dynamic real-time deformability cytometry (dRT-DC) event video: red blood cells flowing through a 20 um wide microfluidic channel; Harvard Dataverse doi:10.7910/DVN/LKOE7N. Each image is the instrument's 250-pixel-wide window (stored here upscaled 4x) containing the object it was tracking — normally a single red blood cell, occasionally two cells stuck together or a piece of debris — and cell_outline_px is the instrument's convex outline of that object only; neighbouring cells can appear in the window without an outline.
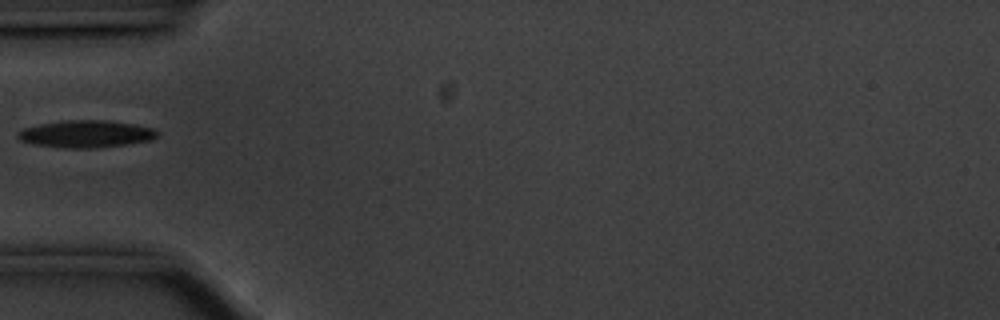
{"species": "common noctule bat (a hibernating species)", "species_latin": "Nyctalus noctula", "temperature_condition": "cold", "stored_images_in_passage": 39, "camera_frame_rate_fps": 3000, "um_per_image_px": 0.085, "animal": {"sex": "male", "body_mass_g": 20.1, "forearm_length_mm": 53.5}, "frame": {"image": 1, "passage_image": 1, "time_ms": 0.0, "image_size_px": [1000, 320], "cell_outline_px": [[156, 136], [152, 140], [124, 144], [92, 148], [64, 148], [32, 144], [20, 140], [16, 136], [16, 132], [24, 128], [40, 124], [68, 120], [108, 120], [136, 124], [152, 128], [156, 132]], "centroid_in_image_um": [7.26, 11.38], "position_along_channel_um": 77.7, "area_um2": 22.02}}
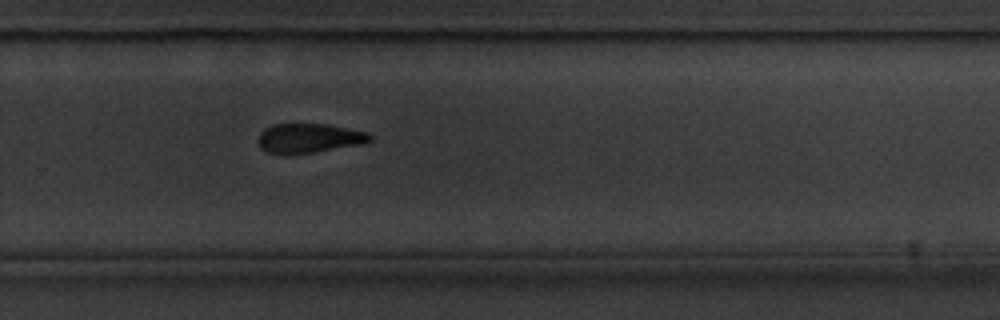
{"frame": {"image": 2, "passage_image": 20, "time_ms": 6.333, "image_size_px": [1000, 320], "cell_outline_px": [[372, 140], [364, 144], [312, 152], [284, 156], [268, 152], [260, 148], [256, 140], [260, 132], [264, 128], [272, 124], [328, 124], [368, 132], [372, 136]], "centroid_in_image_um": [26.22, 11.75], "position_along_channel_um": 303.6, "area_um2": 19.59}}
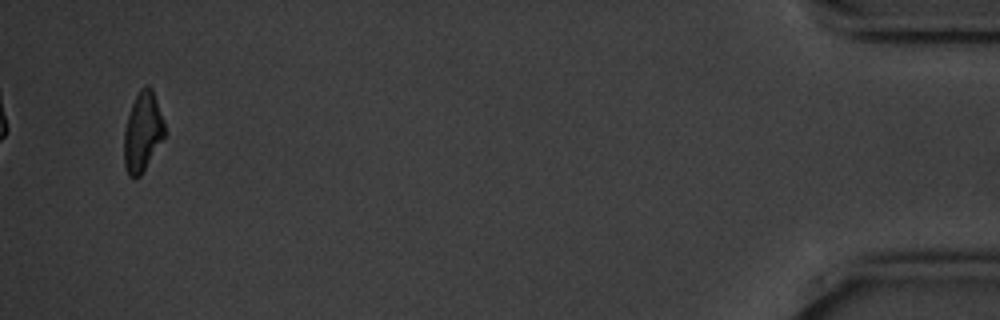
{"frame": {"image": 3, "passage_image": 37, "time_ms": 12.0, "image_size_px": [1000, 320], "cell_outline_px": [[164, 136], [140, 176], [136, 180], [132, 180], [128, 176], [124, 164], [124, 128], [132, 104], [140, 88], [144, 84], [148, 84], [152, 88], [164, 120]], "centroid_in_image_um": [12.1, 11.21], "position_along_channel_um": 423.1, "area_um2": 18.79}}